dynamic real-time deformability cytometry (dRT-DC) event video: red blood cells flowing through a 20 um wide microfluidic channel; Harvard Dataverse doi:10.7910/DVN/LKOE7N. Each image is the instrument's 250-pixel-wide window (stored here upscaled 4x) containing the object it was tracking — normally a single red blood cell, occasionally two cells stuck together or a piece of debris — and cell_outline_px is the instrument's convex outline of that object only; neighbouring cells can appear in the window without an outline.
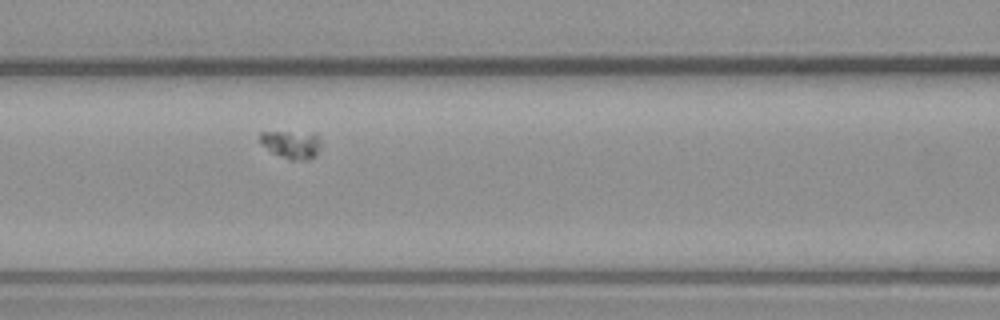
{"species": "common noctule bat (a hibernating species)", "species_latin": "Nyctalus noctula", "temperature_condition": "warm", "stored_images_in_passage": 42, "camera_frame_rate_fps": 3000, "um_per_image_px": 0.085, "animal": {"sex": "male", "body_mass_g": 23.1, "forearm_length_mm": 52.7}, "frame": {"image": 1, "passage_image": 13, "time_ms": 4.0, "image_size_px": [1000, 320], "cell_outline_px": [[320, 144], [316, 156], [308, 160], [288, 160], [272, 152], [260, 144], [260, 132], [312, 132], [320, 140]], "centroid_in_image_um": [24.77, 12.29], "position_along_channel_um": 141.8, "area_um2": 10.0}}
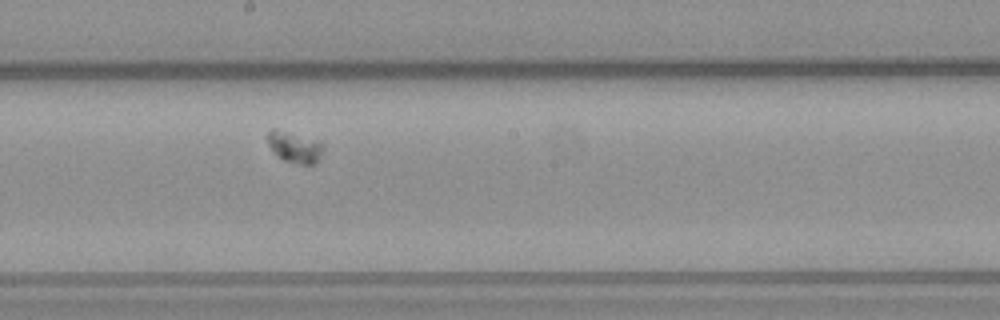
{"frame": {"image": 2, "passage_image": 19, "time_ms": 6.0, "image_size_px": [1000, 320], "cell_outline_px": [[324, 148], [320, 156], [312, 164], [300, 164], [284, 160], [276, 156], [272, 152], [268, 144], [268, 132], [272, 128], [276, 128], [320, 140], [324, 144]], "centroid_in_image_um": [25.04, 12.47], "position_along_channel_um": 223.2, "area_um2": 10.29}}